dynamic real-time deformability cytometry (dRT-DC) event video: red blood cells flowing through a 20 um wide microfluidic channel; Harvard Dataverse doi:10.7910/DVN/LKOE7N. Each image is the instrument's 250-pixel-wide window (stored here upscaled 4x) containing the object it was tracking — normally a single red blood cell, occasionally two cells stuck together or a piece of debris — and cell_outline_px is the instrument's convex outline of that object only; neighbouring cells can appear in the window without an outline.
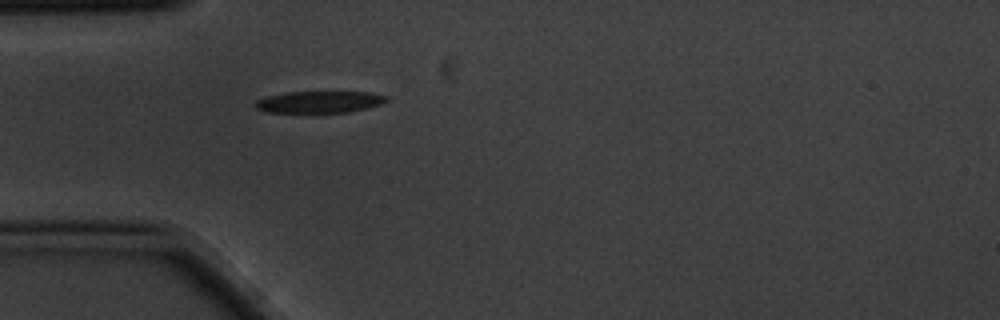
{"species": "common noctule bat (a hibernating species)", "species_latin": "Nyctalus noctula", "temperature_condition": "cold", "stored_images_in_passage": 1, "camera_frame_rate_fps": 3000, "um_per_image_px": 0.085, "animal": {"sex": "male", "body_mass_g": 20.1, "forearm_length_mm": 53.5}, "frame": {"image": 1, "passage_image": 1, "time_ms": 0.0, "image_size_px": [1000, 320], "cell_outline_px": [[388, 100], [380, 104], [348, 112], [264, 112], [256, 108], [256, 100], [268, 96], [284, 92], [368, 92], [388, 96]], "centroid_in_image_um": [27.13, 8.66], "position_along_channel_um": 57.9, "area_um2": 16.42}}